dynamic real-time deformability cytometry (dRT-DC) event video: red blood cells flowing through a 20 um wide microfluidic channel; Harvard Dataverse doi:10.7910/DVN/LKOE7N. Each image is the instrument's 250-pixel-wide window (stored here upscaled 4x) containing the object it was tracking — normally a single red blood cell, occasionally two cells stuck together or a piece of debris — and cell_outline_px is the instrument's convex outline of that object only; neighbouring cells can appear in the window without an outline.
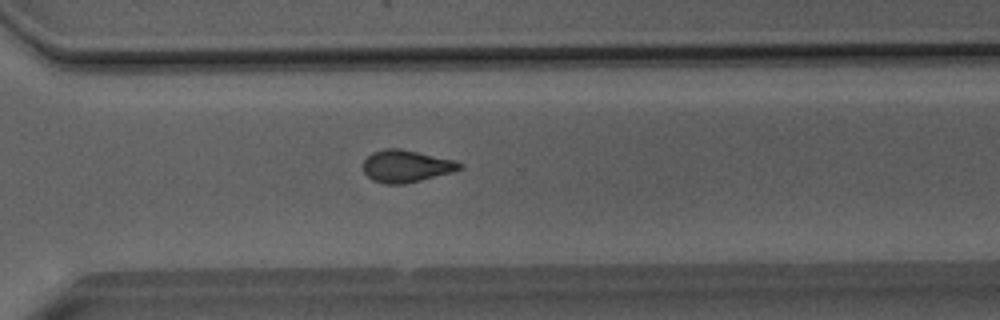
{"species": "Egyptian fruit bat (a non-hibernating species)", "species_latin": "Rousettus aegyptiacus", "temperature_condition": "room temperature", "stored_images_in_passage": 51, "camera_frame_rate_fps": 3000, "um_per_image_px": 0.085, "animal": {"sex": "male"}, "frame": {"image": 1, "passage_image": 37, "time_ms": 12.0, "image_size_px": [1000, 320], "cell_outline_px": [[464, 168], [452, 172], [404, 184], [384, 184], [372, 180], [364, 172], [364, 160], [372, 152], [384, 148], [400, 148], [456, 160], [464, 164]], "centroid_in_image_um": [34.55, 14.11], "position_along_channel_um": 336.1, "area_um2": 18.21}}
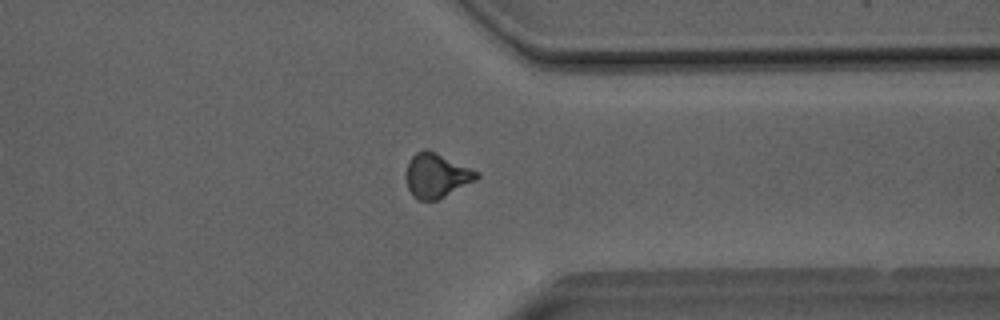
{"frame": {"image": 2, "passage_image": 40, "time_ms": 13.0, "image_size_px": [1000, 320], "cell_outline_px": [[480, 176], [476, 180], [436, 200], [416, 200], [412, 196], [408, 188], [408, 160], [416, 152], [424, 148], [428, 148], [472, 168], [480, 172]], "centroid_in_image_um": [37.13, 14.89], "position_along_channel_um": 374.3, "area_um2": 18.21}}
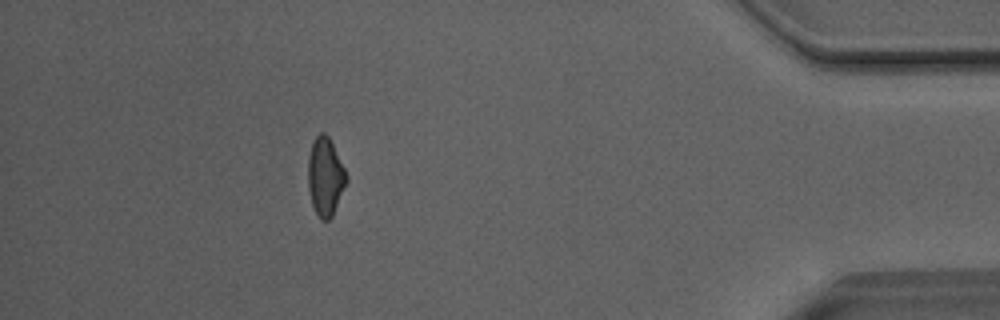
{"frame": {"image": 3, "passage_image": 46, "time_ms": 15.0, "image_size_px": [1000, 320], "cell_outline_px": [[348, 180], [332, 216], [328, 220], [320, 220], [312, 204], [308, 188], [308, 156], [312, 140], [320, 132], [324, 132], [328, 136], [348, 176]], "centroid_in_image_um": [27.64, 15.01], "position_along_channel_um": 407.6, "area_um2": 17.46}, "authors_computed_cell_mechanics": {"area_um2": 18.207, "velocity_mm_per_s": 4.0703, "shape_relaxation_time_tau1_ms": null, "shape_relaxation_time_tau2_ms": 2.4797, "deformation_change_tau1": null, "deformation_change_tau2": 0.1033}}